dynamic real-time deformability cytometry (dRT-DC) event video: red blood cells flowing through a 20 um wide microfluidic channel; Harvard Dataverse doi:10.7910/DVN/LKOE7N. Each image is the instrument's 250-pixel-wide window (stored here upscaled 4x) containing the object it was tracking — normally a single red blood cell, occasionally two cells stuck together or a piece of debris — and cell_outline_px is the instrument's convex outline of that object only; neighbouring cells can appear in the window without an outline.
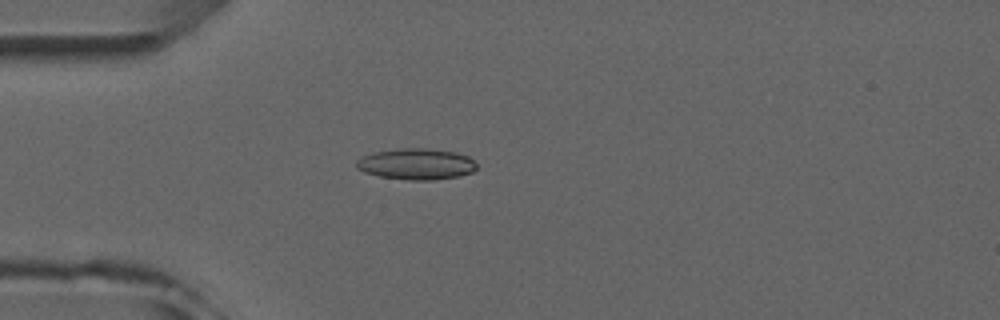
{"species": "common noctule bat (a hibernating species)", "species_latin": "Nyctalus noctula", "temperature_condition": "room temperature", "stored_images_in_passage": 4, "camera_frame_rate_fps": 3000, "um_per_image_px": 0.085, "animal": {"sex": "male", "forearm_length_mm": 52.5}, "frame": {"image": 1, "passage_image": 4, "time_ms": 4.333, "image_size_px": [1000, 320], "cell_outline_px": [[476, 168], [472, 172], [460, 176], [432, 180], [408, 180], [380, 176], [364, 172], [356, 168], [356, 160], [372, 152], [400, 148], [424, 148], [456, 152], [468, 156], [476, 164]], "centroid_in_image_um": [35.37, 13.94], "position_along_channel_um": 49.6, "area_um2": 21.85}}